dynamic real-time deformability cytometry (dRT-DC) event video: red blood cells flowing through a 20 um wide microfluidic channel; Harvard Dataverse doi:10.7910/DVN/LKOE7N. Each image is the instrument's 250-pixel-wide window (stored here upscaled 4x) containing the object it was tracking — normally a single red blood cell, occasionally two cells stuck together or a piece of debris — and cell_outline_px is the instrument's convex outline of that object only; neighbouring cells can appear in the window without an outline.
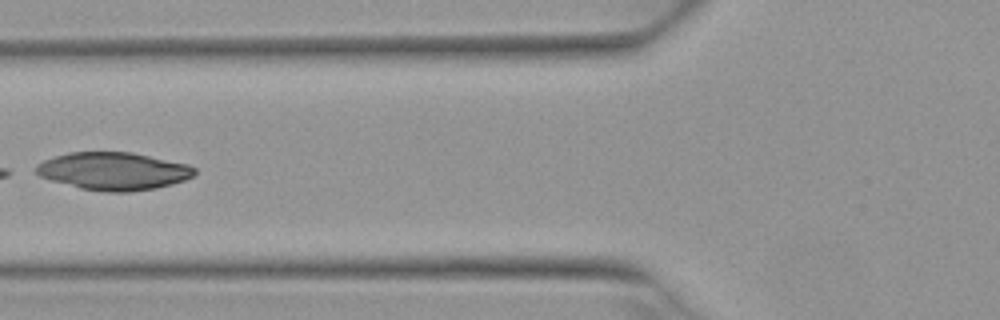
{"species": "Egyptian fruit bat (a non-hibernating species)", "species_latin": "Rousettus aegyptiacus", "temperature_condition": "warm", "stored_images_in_passage": 7, "camera_frame_rate_fps": 3000, "um_per_image_px": 0.085, "animal": {"sex": "female"}, "frame": {"image": 1, "passage_image": 6, "time_ms": 1.667, "image_size_px": [1000, 320], "cell_outline_px": [[196, 172], [192, 176], [184, 180], [172, 184], [156, 188], [128, 192], [108, 192], [80, 188], [52, 180], [40, 176], [36, 172], [36, 164], [44, 160], [68, 152], [132, 152], [188, 164], [196, 168]], "centroid_in_image_um": [9.66, 14.54], "position_along_channel_um": 116.1, "area_um2": 34.68}}
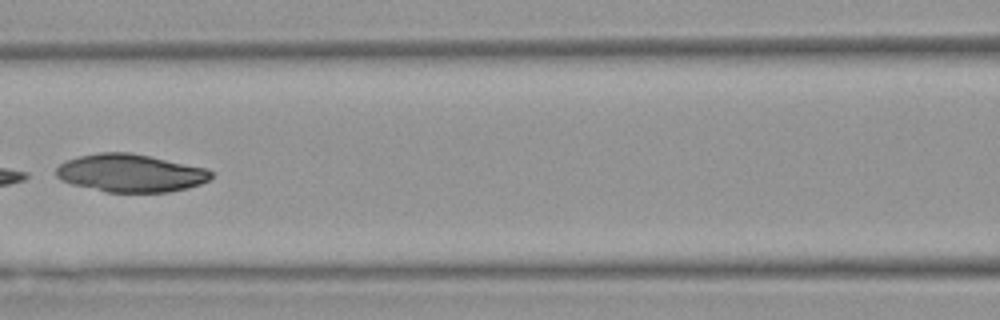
{"frame": {"image": 2, "passage_image": 7, "time_ms": 2.0, "image_size_px": [1000, 320], "cell_outline_px": [[212, 176], [208, 180], [200, 184], [188, 188], [168, 192], [104, 192], [72, 184], [60, 180], [56, 176], [56, 168], [64, 160], [96, 152], [132, 152], [208, 168], [212, 172]], "centroid_in_image_um": [11.08, 14.7], "position_along_channel_um": 155.5, "area_um2": 34.56}}